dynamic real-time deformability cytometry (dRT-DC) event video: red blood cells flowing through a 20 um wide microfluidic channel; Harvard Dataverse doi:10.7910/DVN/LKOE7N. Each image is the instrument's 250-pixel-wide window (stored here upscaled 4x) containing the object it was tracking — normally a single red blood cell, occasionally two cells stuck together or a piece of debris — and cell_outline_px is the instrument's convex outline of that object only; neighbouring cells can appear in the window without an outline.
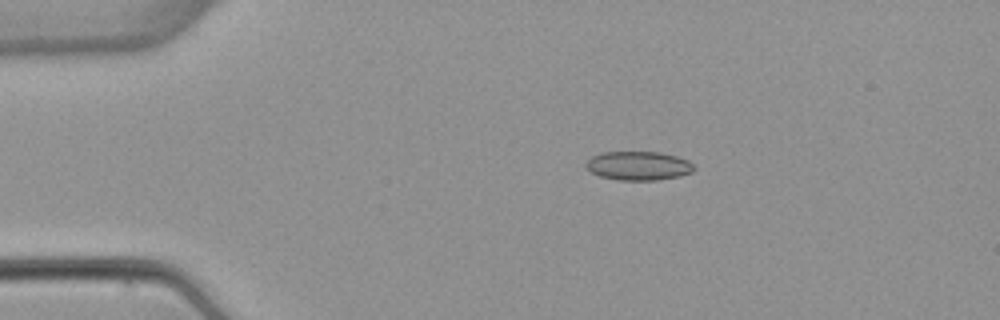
{"species": "common noctule bat (a hibernating species)", "species_latin": "Nyctalus noctula", "temperature_condition": "warm", "stored_images_in_passage": 3, "camera_frame_rate_fps": 3000, "um_per_image_px": 0.085, "animal": {"sex": "female", "body_mass_g": 22.7, "forearm_length_mm": 54.2}, "frame": {"image": 1, "passage_image": 3, "time_ms": 2.667, "image_size_px": [1000, 320], "cell_outline_px": [[696, 168], [692, 172], [680, 176], [656, 180], [616, 180], [600, 176], [592, 172], [584, 164], [592, 156], [600, 152], [660, 152], [676, 156], [688, 160]], "centroid_in_image_um": [54.27, 14.09], "position_along_channel_um": 30.7, "area_um2": 18.21}}